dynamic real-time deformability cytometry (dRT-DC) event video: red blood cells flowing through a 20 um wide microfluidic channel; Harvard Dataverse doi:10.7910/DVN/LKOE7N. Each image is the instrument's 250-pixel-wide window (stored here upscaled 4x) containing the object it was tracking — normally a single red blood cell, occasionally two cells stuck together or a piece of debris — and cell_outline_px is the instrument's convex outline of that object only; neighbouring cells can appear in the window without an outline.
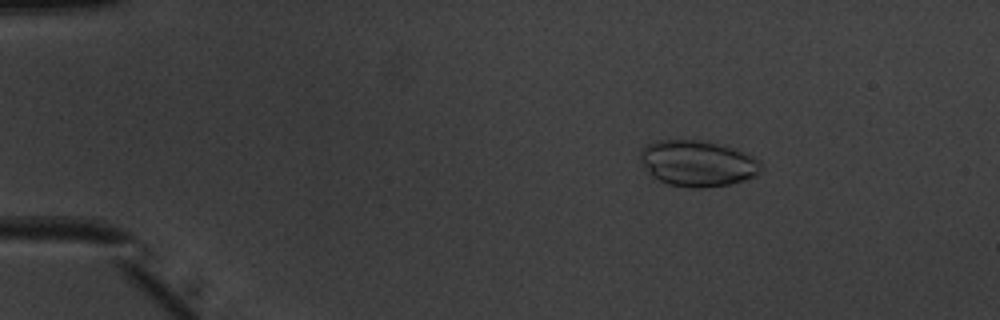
{"species": "common noctule bat (a hibernating species)", "species_latin": "Nyctalus noctula", "temperature_condition": "warm", "stored_images_in_passage": 11, "camera_frame_rate_fps": 3000, "um_per_image_px": 0.085, "animal": {"sex": "male", "body_mass_g": 20.1, "forearm_length_mm": 53.5}, "frame": {"image": 1, "passage_image": 7, "time_ms": 2.0, "image_size_px": [1000, 320], "cell_outline_px": [[764, 168], [756, 176], [744, 180], [728, 184], [700, 188], [696, 188], [668, 184], [652, 176], [648, 172], [640, 160], [640, 152], [648, 144], [656, 140], [708, 140], [736, 148], [760, 160]], "centroid_in_image_um": [59.34, 13.87], "position_along_channel_um": 25.7, "area_um2": 32.6}}